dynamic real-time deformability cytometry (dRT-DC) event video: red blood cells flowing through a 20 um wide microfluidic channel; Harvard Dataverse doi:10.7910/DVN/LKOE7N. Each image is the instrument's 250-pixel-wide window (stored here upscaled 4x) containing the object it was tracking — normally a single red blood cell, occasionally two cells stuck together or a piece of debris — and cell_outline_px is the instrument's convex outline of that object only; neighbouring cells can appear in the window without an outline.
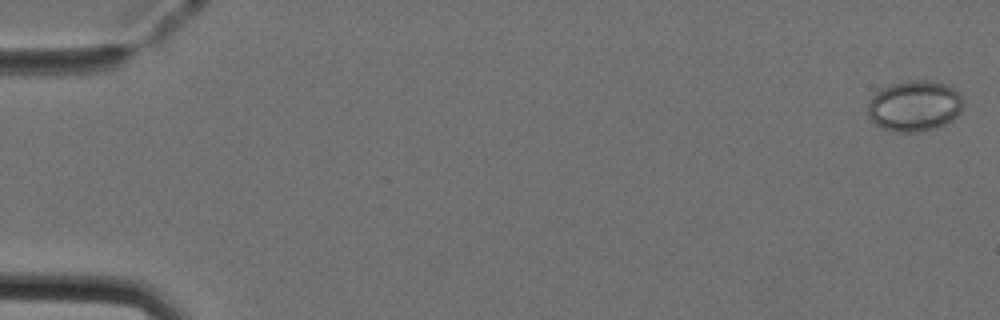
{"species": "Egyptian fruit bat (a non-hibernating species)", "species_latin": "Rousettus aegyptiacus", "temperature_condition": "cold", "stored_images_in_passage": 45, "camera_frame_rate_fps": 3000, "um_per_image_px": 0.085, "animal": {"sex": "female"}, "frame": {"image": 1, "passage_image": 1, "time_ms": 0.0, "image_size_px": [1000, 320], "cell_outline_px": [[964, 104], [960, 112], [952, 120], [940, 128], [920, 132], [896, 132], [880, 128], [868, 116], [868, 104], [872, 96], [880, 88], [892, 84], [908, 80], [932, 80], [944, 84], [960, 92], [964, 96]], "centroid_in_image_um": [77.76, 9.01], "position_along_channel_um": 7.2, "area_um2": 28.84}}
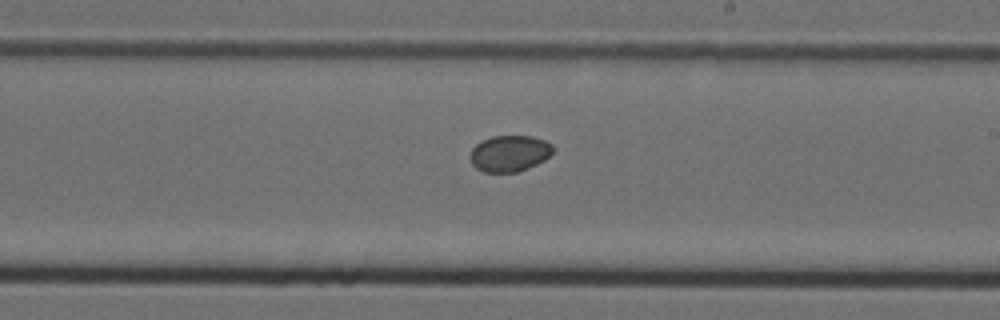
{"frame": {"image": 2, "passage_image": 30, "time_ms": 9.667, "image_size_px": [1000, 320], "cell_outline_px": [[552, 152], [544, 160], [520, 172], [484, 172], [476, 168], [472, 164], [468, 156], [472, 148], [476, 144], [492, 136], [532, 136], [544, 140], [552, 144]], "centroid_in_image_um": [43.28, 13.05], "position_along_channel_um": 245.7, "area_um2": 17.51}}
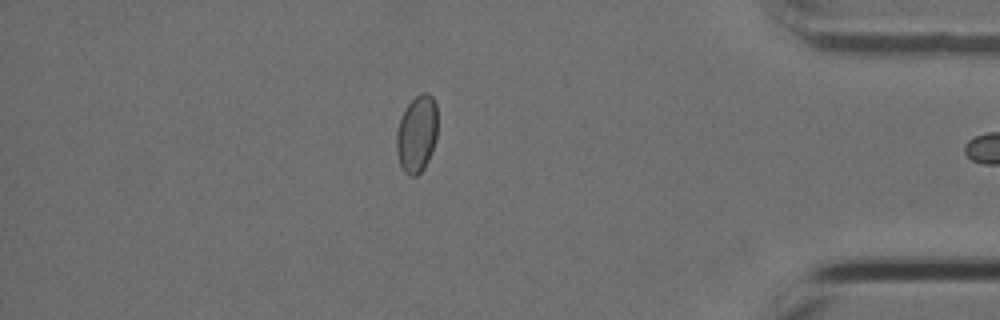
{"frame": {"image": 3, "passage_image": 44, "time_ms": 14.333, "image_size_px": [1000, 320], "cell_outline_px": [[436, 140], [428, 160], [424, 168], [416, 176], [408, 176], [404, 172], [400, 164], [396, 152], [396, 132], [400, 120], [408, 104], [420, 92], [428, 92], [432, 96], [436, 104]], "centroid_in_image_um": [35.42, 11.39], "position_along_channel_um": 399.8, "area_um2": 18.44}}